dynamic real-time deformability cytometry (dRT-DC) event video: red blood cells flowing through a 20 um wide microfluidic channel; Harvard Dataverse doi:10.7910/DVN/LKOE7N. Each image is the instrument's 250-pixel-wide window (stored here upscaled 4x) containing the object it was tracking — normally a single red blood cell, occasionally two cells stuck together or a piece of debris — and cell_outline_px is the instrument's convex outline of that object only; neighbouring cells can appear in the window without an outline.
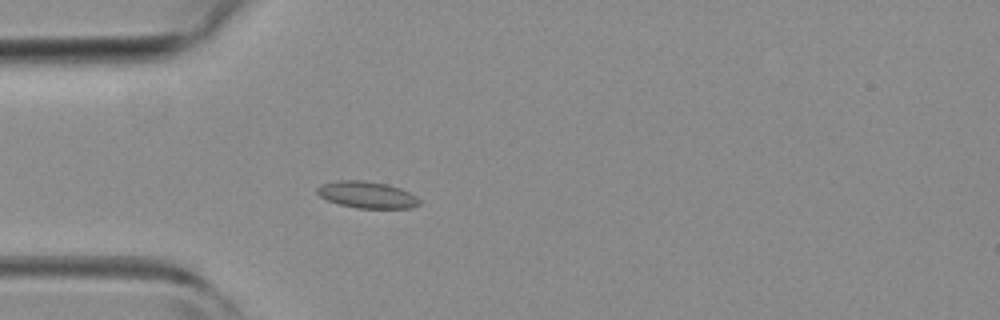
{"species": "common noctule bat (a hibernating species)", "species_latin": "Nyctalus noctula", "temperature_condition": "room temperature", "stored_images_in_passage": 3, "camera_frame_rate_fps": 3000, "um_per_image_px": 0.085, "animal": {"sex": "female", "body_mass_g": 19.3, "forearm_length_mm": 54.1}, "frame": {"image": 1, "passage_image": 3, "time_ms": 2.333, "image_size_px": [1000, 320], "cell_outline_px": [[420, 204], [412, 208], [356, 208], [340, 204], [328, 200], [320, 196], [316, 192], [316, 188], [320, 184], [336, 180], [364, 180], [388, 184], [400, 188], [416, 196], [420, 200]], "centroid_in_image_um": [31.18, 16.54], "position_along_channel_um": 53.8, "area_um2": 16.01}}